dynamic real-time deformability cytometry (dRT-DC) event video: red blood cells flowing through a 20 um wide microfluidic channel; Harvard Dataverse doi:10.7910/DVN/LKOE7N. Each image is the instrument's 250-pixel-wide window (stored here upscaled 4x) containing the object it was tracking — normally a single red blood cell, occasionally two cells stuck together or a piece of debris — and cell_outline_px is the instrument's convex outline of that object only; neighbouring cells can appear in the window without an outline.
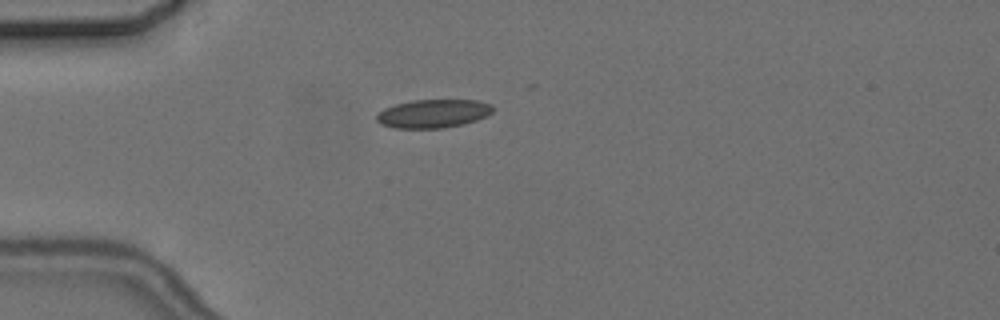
{"species": "common noctule bat (a hibernating species)", "species_latin": "Nyctalus noctula", "temperature_condition": "cold", "stored_images_in_passage": 5, "camera_frame_rate_fps": 3000, "um_per_image_px": 0.085, "animal": {"sex": "female", "body_mass_g": 24.6, "forearm_length_mm": 56.2}, "frame": {"image": 1, "passage_image": 5, "time_ms": 4.667, "image_size_px": [1000, 320], "cell_outline_px": [[496, 108], [492, 112], [476, 120], [464, 124], [444, 128], [392, 128], [380, 124], [376, 120], [376, 116], [384, 108], [396, 104], [412, 100], [476, 100], [492, 104]], "centroid_in_image_um": [36.83, 9.65], "position_along_channel_um": 48.2, "area_um2": 19.36}}